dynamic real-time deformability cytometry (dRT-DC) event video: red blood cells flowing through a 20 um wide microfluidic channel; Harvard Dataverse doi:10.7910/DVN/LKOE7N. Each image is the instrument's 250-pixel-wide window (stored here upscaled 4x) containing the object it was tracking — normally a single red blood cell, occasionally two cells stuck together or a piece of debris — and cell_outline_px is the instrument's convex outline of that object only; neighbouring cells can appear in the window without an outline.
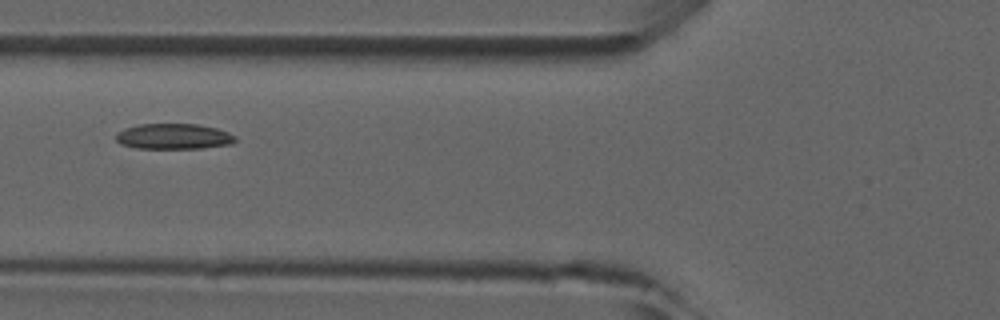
{"species": "common noctule bat (a hibernating species)", "species_latin": "Nyctalus noctula", "temperature_condition": "room temperature", "stored_images_in_passage": 3, "camera_frame_rate_fps": 3000, "um_per_image_px": 0.085, "animal": {"sex": "male", "forearm_length_mm": 52.5}, "frame": {"image": 1, "passage_image": 2, "time_ms": 1.333, "image_size_px": [1000, 320], "cell_outline_px": [[236, 140], [232, 144], [200, 148], [136, 148], [120, 144], [116, 140], [116, 132], [124, 128], [140, 124], [196, 124], [216, 128], [228, 132], [236, 136]], "centroid_in_image_um": [14.74, 11.59], "position_along_channel_um": 111.1, "area_um2": 17.8}}
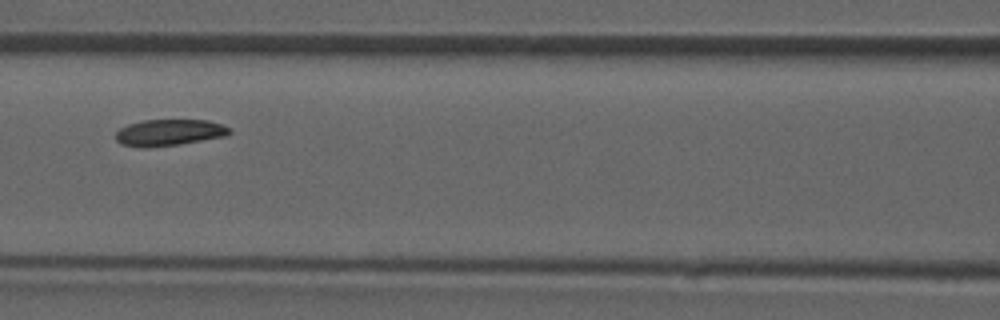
{"frame": {"image": 2, "passage_image": 3, "time_ms": 2.333, "image_size_px": [1000, 320], "cell_outline_px": [[232, 132], [228, 136], [180, 144], [148, 148], [144, 148], [120, 144], [116, 140], [116, 132], [120, 128], [128, 124], [144, 120], [208, 120], [224, 124], [232, 128]], "centroid_in_image_um": [14.43, 11.27], "position_along_channel_um": 152.2, "area_um2": 17.86}}